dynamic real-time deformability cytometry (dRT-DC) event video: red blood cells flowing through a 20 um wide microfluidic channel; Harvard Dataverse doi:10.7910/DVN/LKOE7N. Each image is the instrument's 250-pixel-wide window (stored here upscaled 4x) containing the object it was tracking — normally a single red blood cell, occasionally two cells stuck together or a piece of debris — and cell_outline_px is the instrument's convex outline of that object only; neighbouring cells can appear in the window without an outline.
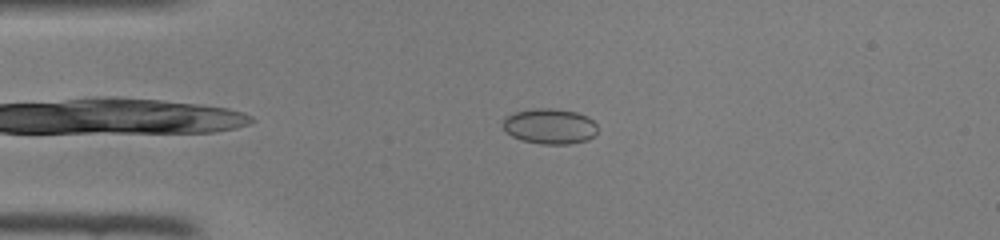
{"species": "common noctule bat (a hibernating species)", "species_latin": "Nyctalus noctula", "temperature_condition": "room temperature", "stored_images_in_passage": 42, "camera_frame_rate_fps": 3000, "um_per_image_px": 0.085, "animal": {"sex": "female", "body_mass_g": 22.0, "forearm_length_mm": 56.7}, "frame": {"image": 1, "passage_image": 6, "time_ms": 1.667, "image_size_px": [1000, 240], "cell_outline_px": [[596, 132], [588, 140], [568, 144], [540, 144], [520, 140], [512, 136], [500, 124], [504, 116], [512, 112], [532, 108], [552, 108], [576, 112], [588, 116], [596, 124]], "centroid_in_image_um": [46.67, 10.72], "position_along_channel_um": 38.3, "area_um2": 19.83}}
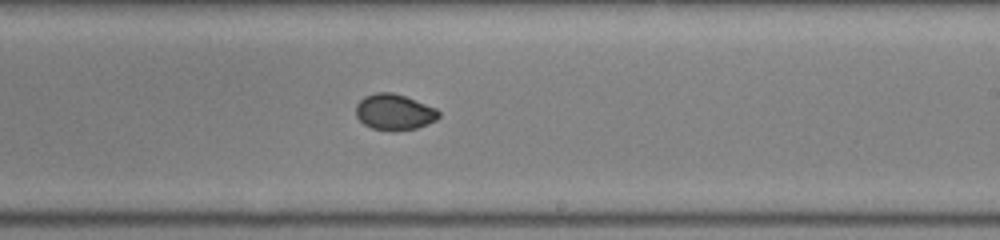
{"frame": {"image": 2, "passage_image": 23, "time_ms": 7.333, "image_size_px": [1000, 240], "cell_outline_px": [[440, 116], [436, 120], [416, 128], [372, 128], [364, 124], [356, 116], [356, 104], [364, 96], [376, 92], [392, 92], [404, 96], [436, 108], [440, 112]], "centroid_in_image_um": [33.5, 9.47], "position_along_channel_um": 255.5, "area_um2": 16.76}}
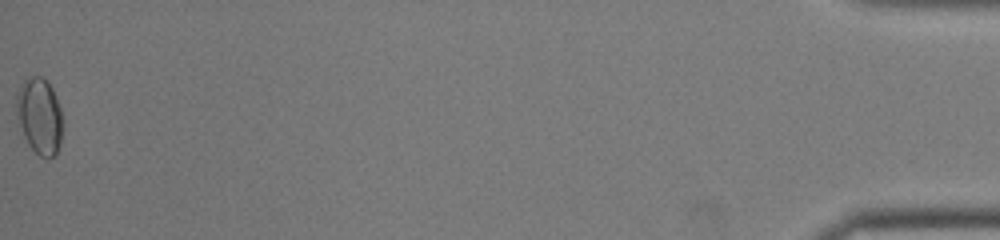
{"frame": {"image": 3, "passage_image": 42, "time_ms": 13.667, "image_size_px": [1000, 240], "cell_outline_px": [[64, 120], [60, 144], [56, 156], [48, 160], [40, 156], [28, 144], [24, 136], [16, 112], [16, 92], [20, 84], [24, 80], [32, 76], [40, 76], [48, 80], [56, 96]], "centroid_in_image_um": [3.39, 9.86], "position_along_channel_um": 431.8, "area_um2": 20.98}}